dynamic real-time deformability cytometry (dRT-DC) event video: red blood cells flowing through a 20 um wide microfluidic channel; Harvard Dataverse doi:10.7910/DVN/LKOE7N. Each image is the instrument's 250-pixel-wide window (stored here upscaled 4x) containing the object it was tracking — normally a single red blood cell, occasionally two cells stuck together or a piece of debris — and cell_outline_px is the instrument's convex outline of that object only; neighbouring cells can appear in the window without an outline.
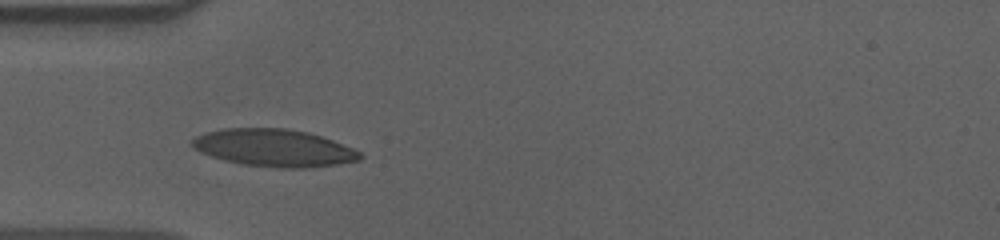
{"species": "human", "species_latin": "Homo sapiens", "temperature_condition": "cold", "stored_images_in_passage": 33, "camera_frame_rate_fps": 3000, "um_per_image_px": 0.085, "donor": {"sex": "male"}, "frame": {"image": 1, "passage_image": 1, "time_ms": 0.0, "image_size_px": [1000, 240], "cell_outline_px": [[364, 156], [360, 160], [336, 164], [308, 168], [276, 168], [240, 164], [224, 160], [200, 152], [192, 148], [192, 140], [196, 136], [204, 132], [224, 128], [284, 128], [308, 132], [332, 140], [352, 148], [360, 152]], "centroid_in_image_um": [23.27, 12.57], "position_along_channel_um": 61.7, "area_um2": 36.65}}
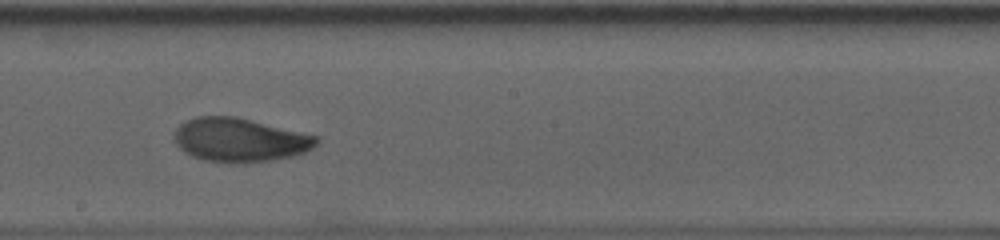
{"frame": {"image": 2, "passage_image": 15, "time_ms": 4.667, "image_size_px": [1000, 240], "cell_outline_px": [[320, 140], [312, 148], [304, 152], [292, 156], [244, 164], [232, 164], [204, 160], [192, 156], [184, 152], [176, 144], [176, 128], [184, 120], [196, 116], [236, 116], [316, 136]], "centroid_in_image_um": [20.35, 11.9], "position_along_channel_um": 227.9, "area_um2": 36.24}}
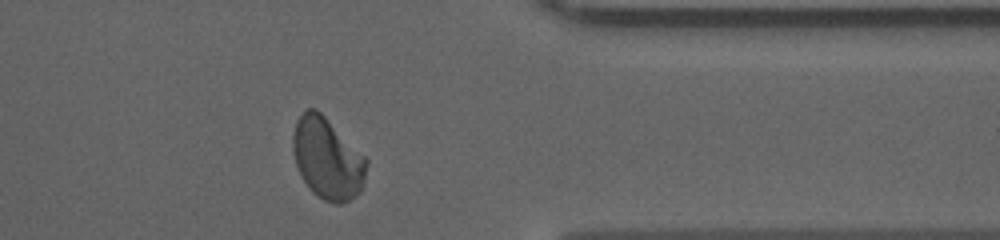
{"frame": {"image": 3, "passage_image": 29, "time_ms": 9.333, "image_size_px": [1000, 240], "cell_outline_px": [[368, 164], [364, 180], [360, 192], [356, 196], [340, 204], [336, 204], [324, 200], [312, 192], [308, 188], [300, 176], [292, 152], [292, 136], [296, 120], [308, 108], [316, 108], [368, 160]], "centroid_in_image_um": [27.8, 13.5], "position_along_channel_um": 383.6, "area_um2": 34.8}, "authors_computed_cell_mechanics": {"area_um2": 35.7782, "velocity_mm_per_s": 3.6056, "shape_relaxation_time_tau1_ms": 4.5262, "shape_relaxation_time_tau2_ms": 1.6941, "deformation_change_tau1": 0.1516, "deformation_change_tau2": 0.0518}}